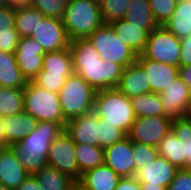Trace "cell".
Returning <instances> with one entry per match:
<instances>
[{
    "mask_svg": "<svg viewBox=\"0 0 191 190\" xmlns=\"http://www.w3.org/2000/svg\"><path fill=\"white\" fill-rule=\"evenodd\" d=\"M69 50L74 73L81 76L96 91L118 87L124 68L117 63L101 60L99 52L87 38L71 40Z\"/></svg>",
    "mask_w": 191,
    "mask_h": 190,
    "instance_id": "1",
    "label": "cell"
},
{
    "mask_svg": "<svg viewBox=\"0 0 191 190\" xmlns=\"http://www.w3.org/2000/svg\"><path fill=\"white\" fill-rule=\"evenodd\" d=\"M65 125L66 123L41 121L25 138L11 145L18 161L29 174L33 175L47 166L50 144L65 130Z\"/></svg>",
    "mask_w": 191,
    "mask_h": 190,
    "instance_id": "2",
    "label": "cell"
},
{
    "mask_svg": "<svg viewBox=\"0 0 191 190\" xmlns=\"http://www.w3.org/2000/svg\"><path fill=\"white\" fill-rule=\"evenodd\" d=\"M94 111L98 118L120 128L126 135L136 119L131 100L118 88L98 90Z\"/></svg>",
    "mask_w": 191,
    "mask_h": 190,
    "instance_id": "3",
    "label": "cell"
},
{
    "mask_svg": "<svg viewBox=\"0 0 191 190\" xmlns=\"http://www.w3.org/2000/svg\"><path fill=\"white\" fill-rule=\"evenodd\" d=\"M62 20L70 41L87 38L104 24L100 3L92 0H68Z\"/></svg>",
    "mask_w": 191,
    "mask_h": 190,
    "instance_id": "4",
    "label": "cell"
},
{
    "mask_svg": "<svg viewBox=\"0 0 191 190\" xmlns=\"http://www.w3.org/2000/svg\"><path fill=\"white\" fill-rule=\"evenodd\" d=\"M96 92L78 74L70 75L58 93L64 119L69 121L94 110Z\"/></svg>",
    "mask_w": 191,
    "mask_h": 190,
    "instance_id": "5",
    "label": "cell"
},
{
    "mask_svg": "<svg viewBox=\"0 0 191 190\" xmlns=\"http://www.w3.org/2000/svg\"><path fill=\"white\" fill-rule=\"evenodd\" d=\"M24 111L39 122L66 123L64 119L58 93L46 90L26 82L24 88Z\"/></svg>",
    "mask_w": 191,
    "mask_h": 190,
    "instance_id": "6",
    "label": "cell"
},
{
    "mask_svg": "<svg viewBox=\"0 0 191 190\" xmlns=\"http://www.w3.org/2000/svg\"><path fill=\"white\" fill-rule=\"evenodd\" d=\"M87 39L105 62L111 61L125 68L137 60L138 54L118 37L109 24L97 28Z\"/></svg>",
    "mask_w": 191,
    "mask_h": 190,
    "instance_id": "7",
    "label": "cell"
},
{
    "mask_svg": "<svg viewBox=\"0 0 191 190\" xmlns=\"http://www.w3.org/2000/svg\"><path fill=\"white\" fill-rule=\"evenodd\" d=\"M180 48V39L163 26H158L149 33L146 46L137 58L180 67Z\"/></svg>",
    "mask_w": 191,
    "mask_h": 190,
    "instance_id": "8",
    "label": "cell"
},
{
    "mask_svg": "<svg viewBox=\"0 0 191 190\" xmlns=\"http://www.w3.org/2000/svg\"><path fill=\"white\" fill-rule=\"evenodd\" d=\"M47 165L69 175L77 182L79 181L75 143L65 130H63L50 144Z\"/></svg>",
    "mask_w": 191,
    "mask_h": 190,
    "instance_id": "9",
    "label": "cell"
},
{
    "mask_svg": "<svg viewBox=\"0 0 191 190\" xmlns=\"http://www.w3.org/2000/svg\"><path fill=\"white\" fill-rule=\"evenodd\" d=\"M171 119L167 116L137 117L127 136L132 140L157 147L171 130Z\"/></svg>",
    "mask_w": 191,
    "mask_h": 190,
    "instance_id": "10",
    "label": "cell"
},
{
    "mask_svg": "<svg viewBox=\"0 0 191 190\" xmlns=\"http://www.w3.org/2000/svg\"><path fill=\"white\" fill-rule=\"evenodd\" d=\"M30 37L39 43L45 53L69 48L70 44L63 20L59 18L44 17Z\"/></svg>",
    "mask_w": 191,
    "mask_h": 190,
    "instance_id": "11",
    "label": "cell"
},
{
    "mask_svg": "<svg viewBox=\"0 0 191 190\" xmlns=\"http://www.w3.org/2000/svg\"><path fill=\"white\" fill-rule=\"evenodd\" d=\"M45 52L37 41L29 37H21L14 52L17 66L23 78L29 82L42 70Z\"/></svg>",
    "mask_w": 191,
    "mask_h": 190,
    "instance_id": "12",
    "label": "cell"
},
{
    "mask_svg": "<svg viewBox=\"0 0 191 190\" xmlns=\"http://www.w3.org/2000/svg\"><path fill=\"white\" fill-rule=\"evenodd\" d=\"M159 96L164 108V116L171 120L186 117L191 101V89L180 76L159 93Z\"/></svg>",
    "mask_w": 191,
    "mask_h": 190,
    "instance_id": "13",
    "label": "cell"
},
{
    "mask_svg": "<svg viewBox=\"0 0 191 190\" xmlns=\"http://www.w3.org/2000/svg\"><path fill=\"white\" fill-rule=\"evenodd\" d=\"M104 164L109 166L121 178L135 176L132 140L126 136L113 145L104 148Z\"/></svg>",
    "mask_w": 191,
    "mask_h": 190,
    "instance_id": "14",
    "label": "cell"
},
{
    "mask_svg": "<svg viewBox=\"0 0 191 190\" xmlns=\"http://www.w3.org/2000/svg\"><path fill=\"white\" fill-rule=\"evenodd\" d=\"M178 168L165 157L160 156L152 163L142 164L135 171V178L140 185H161L167 189L174 179Z\"/></svg>",
    "mask_w": 191,
    "mask_h": 190,
    "instance_id": "15",
    "label": "cell"
},
{
    "mask_svg": "<svg viewBox=\"0 0 191 190\" xmlns=\"http://www.w3.org/2000/svg\"><path fill=\"white\" fill-rule=\"evenodd\" d=\"M65 131L74 143L99 146V122L94 110L67 121Z\"/></svg>",
    "mask_w": 191,
    "mask_h": 190,
    "instance_id": "16",
    "label": "cell"
},
{
    "mask_svg": "<svg viewBox=\"0 0 191 190\" xmlns=\"http://www.w3.org/2000/svg\"><path fill=\"white\" fill-rule=\"evenodd\" d=\"M136 61L143 67L148 75L150 92L158 94L163 92L173 80L179 77V67L147 58H137Z\"/></svg>",
    "mask_w": 191,
    "mask_h": 190,
    "instance_id": "17",
    "label": "cell"
},
{
    "mask_svg": "<svg viewBox=\"0 0 191 190\" xmlns=\"http://www.w3.org/2000/svg\"><path fill=\"white\" fill-rule=\"evenodd\" d=\"M29 175L11 146L0 147V185L15 190Z\"/></svg>",
    "mask_w": 191,
    "mask_h": 190,
    "instance_id": "18",
    "label": "cell"
},
{
    "mask_svg": "<svg viewBox=\"0 0 191 190\" xmlns=\"http://www.w3.org/2000/svg\"><path fill=\"white\" fill-rule=\"evenodd\" d=\"M147 74L143 67L135 61L122 71L118 89L129 99L150 92Z\"/></svg>",
    "mask_w": 191,
    "mask_h": 190,
    "instance_id": "19",
    "label": "cell"
},
{
    "mask_svg": "<svg viewBox=\"0 0 191 190\" xmlns=\"http://www.w3.org/2000/svg\"><path fill=\"white\" fill-rule=\"evenodd\" d=\"M121 177L103 164L81 175L77 185L83 190H114Z\"/></svg>",
    "mask_w": 191,
    "mask_h": 190,
    "instance_id": "20",
    "label": "cell"
},
{
    "mask_svg": "<svg viewBox=\"0 0 191 190\" xmlns=\"http://www.w3.org/2000/svg\"><path fill=\"white\" fill-rule=\"evenodd\" d=\"M3 123L5 125L6 146H11L30 134L36 128L39 121L23 111L3 117Z\"/></svg>",
    "mask_w": 191,
    "mask_h": 190,
    "instance_id": "21",
    "label": "cell"
},
{
    "mask_svg": "<svg viewBox=\"0 0 191 190\" xmlns=\"http://www.w3.org/2000/svg\"><path fill=\"white\" fill-rule=\"evenodd\" d=\"M109 25L118 37L137 54L144 50L149 37L147 30L141 29V26L131 25L123 19L113 21Z\"/></svg>",
    "mask_w": 191,
    "mask_h": 190,
    "instance_id": "22",
    "label": "cell"
},
{
    "mask_svg": "<svg viewBox=\"0 0 191 190\" xmlns=\"http://www.w3.org/2000/svg\"><path fill=\"white\" fill-rule=\"evenodd\" d=\"M33 175L37 179L41 190H74L77 186L75 179L48 165L42 167Z\"/></svg>",
    "mask_w": 191,
    "mask_h": 190,
    "instance_id": "23",
    "label": "cell"
},
{
    "mask_svg": "<svg viewBox=\"0 0 191 190\" xmlns=\"http://www.w3.org/2000/svg\"><path fill=\"white\" fill-rule=\"evenodd\" d=\"M163 27L179 39L191 35V0L177 2L175 10Z\"/></svg>",
    "mask_w": 191,
    "mask_h": 190,
    "instance_id": "24",
    "label": "cell"
},
{
    "mask_svg": "<svg viewBox=\"0 0 191 190\" xmlns=\"http://www.w3.org/2000/svg\"><path fill=\"white\" fill-rule=\"evenodd\" d=\"M131 25L141 26L149 33L158 27L151 12L149 0H131L123 17Z\"/></svg>",
    "mask_w": 191,
    "mask_h": 190,
    "instance_id": "25",
    "label": "cell"
},
{
    "mask_svg": "<svg viewBox=\"0 0 191 190\" xmlns=\"http://www.w3.org/2000/svg\"><path fill=\"white\" fill-rule=\"evenodd\" d=\"M26 82L17 66L14 53L0 50V87L25 88Z\"/></svg>",
    "mask_w": 191,
    "mask_h": 190,
    "instance_id": "26",
    "label": "cell"
},
{
    "mask_svg": "<svg viewBox=\"0 0 191 190\" xmlns=\"http://www.w3.org/2000/svg\"><path fill=\"white\" fill-rule=\"evenodd\" d=\"M75 153L79 169V180L86 171L104 164V148L102 147L75 143Z\"/></svg>",
    "mask_w": 191,
    "mask_h": 190,
    "instance_id": "27",
    "label": "cell"
},
{
    "mask_svg": "<svg viewBox=\"0 0 191 190\" xmlns=\"http://www.w3.org/2000/svg\"><path fill=\"white\" fill-rule=\"evenodd\" d=\"M42 69L46 73L73 74L72 56L69 48L46 52L43 56Z\"/></svg>",
    "mask_w": 191,
    "mask_h": 190,
    "instance_id": "28",
    "label": "cell"
},
{
    "mask_svg": "<svg viewBox=\"0 0 191 190\" xmlns=\"http://www.w3.org/2000/svg\"><path fill=\"white\" fill-rule=\"evenodd\" d=\"M137 117L164 116V108L158 93H145L130 99Z\"/></svg>",
    "mask_w": 191,
    "mask_h": 190,
    "instance_id": "29",
    "label": "cell"
},
{
    "mask_svg": "<svg viewBox=\"0 0 191 190\" xmlns=\"http://www.w3.org/2000/svg\"><path fill=\"white\" fill-rule=\"evenodd\" d=\"M45 16L34 6L20 8L15 10L14 28L21 37H29L32 35L37 24L43 20Z\"/></svg>",
    "mask_w": 191,
    "mask_h": 190,
    "instance_id": "30",
    "label": "cell"
},
{
    "mask_svg": "<svg viewBox=\"0 0 191 190\" xmlns=\"http://www.w3.org/2000/svg\"><path fill=\"white\" fill-rule=\"evenodd\" d=\"M24 88L0 87V116H11L24 111Z\"/></svg>",
    "mask_w": 191,
    "mask_h": 190,
    "instance_id": "31",
    "label": "cell"
},
{
    "mask_svg": "<svg viewBox=\"0 0 191 190\" xmlns=\"http://www.w3.org/2000/svg\"><path fill=\"white\" fill-rule=\"evenodd\" d=\"M160 156L165 157L178 169L183 168V140H179L170 130L158 146Z\"/></svg>",
    "mask_w": 191,
    "mask_h": 190,
    "instance_id": "32",
    "label": "cell"
},
{
    "mask_svg": "<svg viewBox=\"0 0 191 190\" xmlns=\"http://www.w3.org/2000/svg\"><path fill=\"white\" fill-rule=\"evenodd\" d=\"M171 131L183 140V168L191 169V120L187 117L173 119Z\"/></svg>",
    "mask_w": 191,
    "mask_h": 190,
    "instance_id": "33",
    "label": "cell"
},
{
    "mask_svg": "<svg viewBox=\"0 0 191 190\" xmlns=\"http://www.w3.org/2000/svg\"><path fill=\"white\" fill-rule=\"evenodd\" d=\"M131 0H101L100 10L104 24L123 19Z\"/></svg>",
    "mask_w": 191,
    "mask_h": 190,
    "instance_id": "34",
    "label": "cell"
},
{
    "mask_svg": "<svg viewBox=\"0 0 191 190\" xmlns=\"http://www.w3.org/2000/svg\"><path fill=\"white\" fill-rule=\"evenodd\" d=\"M72 74L46 73L43 69L33 79V83L55 93H59L66 79Z\"/></svg>",
    "mask_w": 191,
    "mask_h": 190,
    "instance_id": "35",
    "label": "cell"
},
{
    "mask_svg": "<svg viewBox=\"0 0 191 190\" xmlns=\"http://www.w3.org/2000/svg\"><path fill=\"white\" fill-rule=\"evenodd\" d=\"M99 122V147L105 148L113 145L114 143L122 140L127 135L120 129L101 118H98Z\"/></svg>",
    "mask_w": 191,
    "mask_h": 190,
    "instance_id": "36",
    "label": "cell"
},
{
    "mask_svg": "<svg viewBox=\"0 0 191 190\" xmlns=\"http://www.w3.org/2000/svg\"><path fill=\"white\" fill-rule=\"evenodd\" d=\"M150 8L155 22L163 26L171 17L176 8L175 0H149Z\"/></svg>",
    "mask_w": 191,
    "mask_h": 190,
    "instance_id": "37",
    "label": "cell"
},
{
    "mask_svg": "<svg viewBox=\"0 0 191 190\" xmlns=\"http://www.w3.org/2000/svg\"><path fill=\"white\" fill-rule=\"evenodd\" d=\"M68 0H32V6L45 17L63 19Z\"/></svg>",
    "mask_w": 191,
    "mask_h": 190,
    "instance_id": "38",
    "label": "cell"
},
{
    "mask_svg": "<svg viewBox=\"0 0 191 190\" xmlns=\"http://www.w3.org/2000/svg\"><path fill=\"white\" fill-rule=\"evenodd\" d=\"M132 149L135 156V171L142 164L152 163L160 155L157 147L136 141H132Z\"/></svg>",
    "mask_w": 191,
    "mask_h": 190,
    "instance_id": "39",
    "label": "cell"
},
{
    "mask_svg": "<svg viewBox=\"0 0 191 190\" xmlns=\"http://www.w3.org/2000/svg\"><path fill=\"white\" fill-rule=\"evenodd\" d=\"M166 190H191V169H178Z\"/></svg>",
    "mask_w": 191,
    "mask_h": 190,
    "instance_id": "40",
    "label": "cell"
},
{
    "mask_svg": "<svg viewBox=\"0 0 191 190\" xmlns=\"http://www.w3.org/2000/svg\"><path fill=\"white\" fill-rule=\"evenodd\" d=\"M20 36L13 27L8 32L0 33V50L14 53L17 49Z\"/></svg>",
    "mask_w": 191,
    "mask_h": 190,
    "instance_id": "41",
    "label": "cell"
},
{
    "mask_svg": "<svg viewBox=\"0 0 191 190\" xmlns=\"http://www.w3.org/2000/svg\"><path fill=\"white\" fill-rule=\"evenodd\" d=\"M15 10L9 8L7 5L0 7V33L8 32L14 27Z\"/></svg>",
    "mask_w": 191,
    "mask_h": 190,
    "instance_id": "42",
    "label": "cell"
},
{
    "mask_svg": "<svg viewBox=\"0 0 191 190\" xmlns=\"http://www.w3.org/2000/svg\"><path fill=\"white\" fill-rule=\"evenodd\" d=\"M180 67L191 65V35L180 39Z\"/></svg>",
    "mask_w": 191,
    "mask_h": 190,
    "instance_id": "43",
    "label": "cell"
},
{
    "mask_svg": "<svg viewBox=\"0 0 191 190\" xmlns=\"http://www.w3.org/2000/svg\"><path fill=\"white\" fill-rule=\"evenodd\" d=\"M114 190H141L140 183L133 177H123Z\"/></svg>",
    "mask_w": 191,
    "mask_h": 190,
    "instance_id": "44",
    "label": "cell"
},
{
    "mask_svg": "<svg viewBox=\"0 0 191 190\" xmlns=\"http://www.w3.org/2000/svg\"><path fill=\"white\" fill-rule=\"evenodd\" d=\"M15 190H41L40 185L34 175H29L23 183Z\"/></svg>",
    "mask_w": 191,
    "mask_h": 190,
    "instance_id": "45",
    "label": "cell"
},
{
    "mask_svg": "<svg viewBox=\"0 0 191 190\" xmlns=\"http://www.w3.org/2000/svg\"><path fill=\"white\" fill-rule=\"evenodd\" d=\"M6 5L11 9H20L32 6V0H6Z\"/></svg>",
    "mask_w": 191,
    "mask_h": 190,
    "instance_id": "46",
    "label": "cell"
},
{
    "mask_svg": "<svg viewBox=\"0 0 191 190\" xmlns=\"http://www.w3.org/2000/svg\"><path fill=\"white\" fill-rule=\"evenodd\" d=\"M179 76L191 89V65L179 67Z\"/></svg>",
    "mask_w": 191,
    "mask_h": 190,
    "instance_id": "47",
    "label": "cell"
},
{
    "mask_svg": "<svg viewBox=\"0 0 191 190\" xmlns=\"http://www.w3.org/2000/svg\"><path fill=\"white\" fill-rule=\"evenodd\" d=\"M0 147H6V133L3 117L0 116Z\"/></svg>",
    "mask_w": 191,
    "mask_h": 190,
    "instance_id": "48",
    "label": "cell"
},
{
    "mask_svg": "<svg viewBox=\"0 0 191 190\" xmlns=\"http://www.w3.org/2000/svg\"><path fill=\"white\" fill-rule=\"evenodd\" d=\"M141 190H166L161 185H140Z\"/></svg>",
    "mask_w": 191,
    "mask_h": 190,
    "instance_id": "49",
    "label": "cell"
},
{
    "mask_svg": "<svg viewBox=\"0 0 191 190\" xmlns=\"http://www.w3.org/2000/svg\"><path fill=\"white\" fill-rule=\"evenodd\" d=\"M186 117L189 118V119L191 120V101H190V103H189V108H188Z\"/></svg>",
    "mask_w": 191,
    "mask_h": 190,
    "instance_id": "50",
    "label": "cell"
},
{
    "mask_svg": "<svg viewBox=\"0 0 191 190\" xmlns=\"http://www.w3.org/2000/svg\"><path fill=\"white\" fill-rule=\"evenodd\" d=\"M6 6V0H0V7Z\"/></svg>",
    "mask_w": 191,
    "mask_h": 190,
    "instance_id": "51",
    "label": "cell"
},
{
    "mask_svg": "<svg viewBox=\"0 0 191 190\" xmlns=\"http://www.w3.org/2000/svg\"><path fill=\"white\" fill-rule=\"evenodd\" d=\"M0 190H11V189H8L7 187L0 185Z\"/></svg>",
    "mask_w": 191,
    "mask_h": 190,
    "instance_id": "52",
    "label": "cell"
},
{
    "mask_svg": "<svg viewBox=\"0 0 191 190\" xmlns=\"http://www.w3.org/2000/svg\"><path fill=\"white\" fill-rule=\"evenodd\" d=\"M74 190H83V189H81V188L77 185Z\"/></svg>",
    "mask_w": 191,
    "mask_h": 190,
    "instance_id": "53",
    "label": "cell"
}]
</instances>
